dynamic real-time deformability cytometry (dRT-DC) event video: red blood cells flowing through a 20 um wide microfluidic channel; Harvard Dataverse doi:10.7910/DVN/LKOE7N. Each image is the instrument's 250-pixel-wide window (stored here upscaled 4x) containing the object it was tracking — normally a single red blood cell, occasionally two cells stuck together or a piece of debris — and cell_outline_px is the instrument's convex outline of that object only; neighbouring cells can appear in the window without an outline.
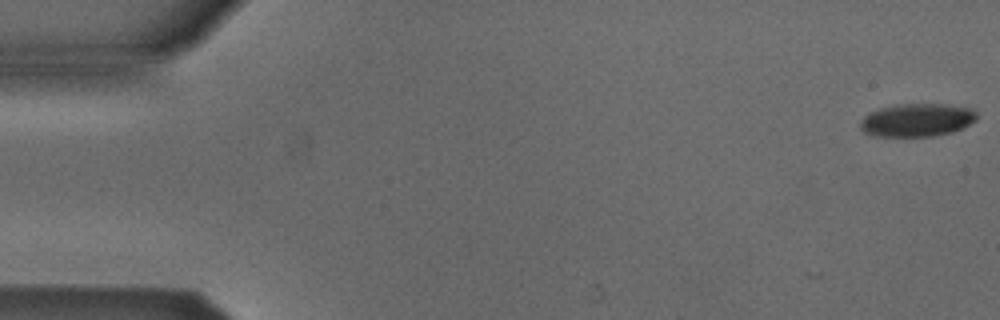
{"species": "Egyptian fruit bat (a non-hibernating species)", "species_latin": "Rousettus aegyptiacus", "temperature_condition": "cold", "stored_images_in_passage": 7, "camera_frame_rate_fps": 3000, "um_per_image_px": 0.085, "animal": {"sex": "male"}, "frame": {"image": 1, "passage_image": 1, "time_ms": 0.0, "image_size_px": [1000, 320], "cell_outline_px": [[976, 120], [952, 132], [932, 136], [876, 136], [864, 132], [860, 128], [860, 124], [864, 116], [868, 112], [880, 108], [896, 104], [944, 104], [972, 108], [976, 112]], "centroid_in_image_um": [77.92, 10.19], "position_along_channel_um": 7.1, "area_um2": 22.37}}